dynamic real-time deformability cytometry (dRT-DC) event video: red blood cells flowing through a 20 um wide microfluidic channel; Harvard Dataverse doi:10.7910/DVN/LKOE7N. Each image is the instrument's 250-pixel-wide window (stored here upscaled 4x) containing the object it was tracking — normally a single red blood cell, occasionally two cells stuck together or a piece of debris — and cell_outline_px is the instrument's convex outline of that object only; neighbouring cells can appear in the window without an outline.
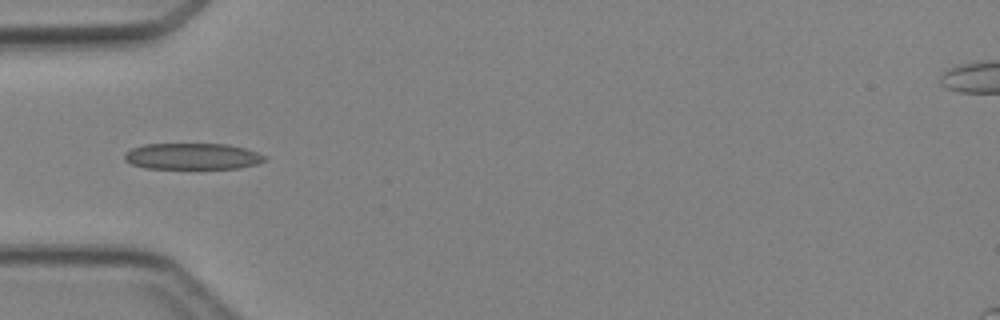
{"species": "Egyptian fruit bat (a non-hibernating species)", "species_latin": "Rousettus aegyptiacus", "temperature_condition": "cold", "stored_images_in_passage": 4, "camera_frame_rate_fps": 3000, "um_per_image_px": 0.085, "animal": {"sex": "female"}, "frame": {"image": 1, "passage_image": 3, "time_ms": 2.333, "image_size_px": [1000, 320], "cell_outline_px": [[268, 160], [256, 164], [240, 168], [144, 168], [132, 164], [124, 160], [124, 156], [132, 148], [144, 144], [228, 144], [244, 148], [268, 156]], "centroid_in_image_um": [16.39, 13.29], "position_along_channel_um": 68.6, "area_um2": 21.44}}
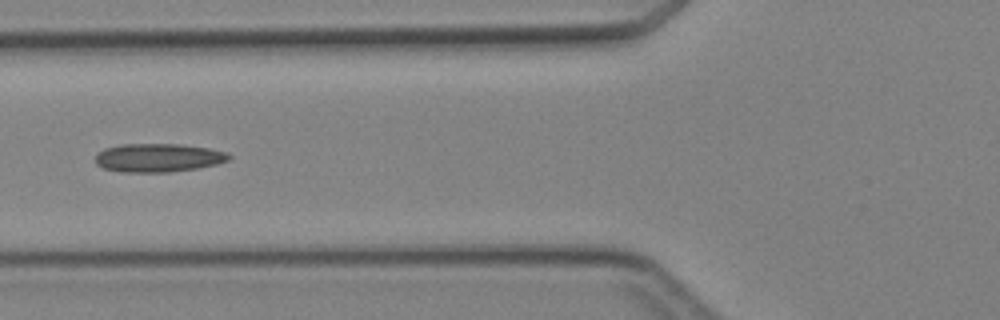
{"frame": {"image": 2, "passage_image": 4, "time_ms": 3.333, "image_size_px": [1000, 320], "cell_outline_px": [[232, 156], [228, 160], [216, 164], [200, 168], [168, 172], [120, 172], [104, 168], [96, 164], [96, 156], [104, 148], [120, 144], [180, 144], [208, 148], [228, 152]], "centroid_in_image_um": [13.47, 13.41], "position_along_channel_um": 112.3, "area_um2": 22.25}}